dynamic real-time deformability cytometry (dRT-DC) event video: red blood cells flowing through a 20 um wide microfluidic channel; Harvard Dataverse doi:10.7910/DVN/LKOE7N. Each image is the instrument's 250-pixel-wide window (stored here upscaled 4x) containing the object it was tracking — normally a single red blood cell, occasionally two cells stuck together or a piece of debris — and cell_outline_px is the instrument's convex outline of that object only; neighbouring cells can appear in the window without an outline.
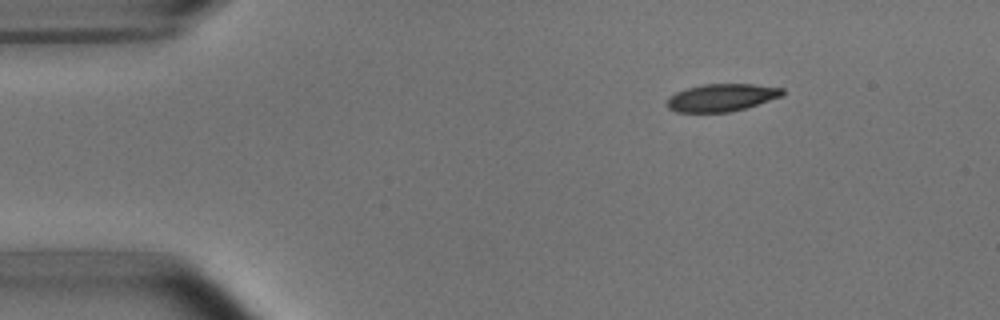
{"species": "common noctule bat (a hibernating species)", "species_latin": "Nyctalus noctula", "temperature_condition": "room temperature", "stored_images_in_passage": 3, "camera_frame_rate_fps": 3000, "um_per_image_px": 0.085, "animal": {"sex": "male", "body_mass_g": 15.6}, "frame": {"image": 1, "passage_image": 1, "time_ms": 0.0, "image_size_px": [1000, 320], "cell_outline_px": [[784, 96], [744, 108], [728, 112], [676, 112], [668, 108], [668, 96], [676, 92], [688, 88], [704, 84], [752, 84], [784, 88]], "centroid_in_image_um": [61.35, 8.29], "position_along_channel_um": 23.6, "area_um2": 18.44}}